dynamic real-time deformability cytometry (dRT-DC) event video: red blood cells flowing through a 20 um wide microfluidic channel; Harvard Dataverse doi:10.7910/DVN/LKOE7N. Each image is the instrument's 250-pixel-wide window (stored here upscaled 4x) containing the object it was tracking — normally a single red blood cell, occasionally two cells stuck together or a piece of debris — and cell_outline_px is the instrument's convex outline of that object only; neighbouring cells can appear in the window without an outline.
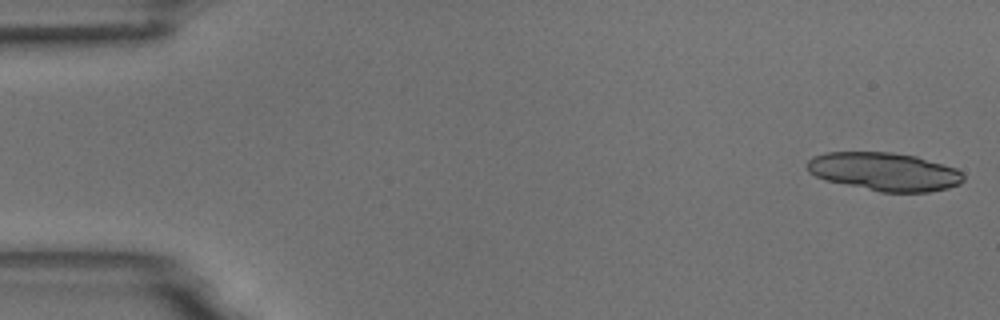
{"species": "common noctule bat (a hibernating species)", "species_latin": "Nyctalus noctula", "temperature_condition": "room temperature", "stored_images_in_passage": 16, "camera_frame_rate_fps": 3000, "um_per_image_px": 0.085, "animal": {"sex": "male", "body_mass_g": 18.8}, "frame": {"image": 1, "passage_image": 1, "time_ms": 0.0, "image_size_px": [1000, 320], "cell_outline_px": [[964, 180], [960, 184], [948, 188], [928, 192], [880, 192], [824, 180], [808, 172], [808, 160], [812, 156], [824, 152], [892, 152], [916, 156], [956, 168], [964, 176]], "centroid_in_image_um": [75.16, 14.59], "position_along_channel_um": 9.8, "area_um2": 34.97}}